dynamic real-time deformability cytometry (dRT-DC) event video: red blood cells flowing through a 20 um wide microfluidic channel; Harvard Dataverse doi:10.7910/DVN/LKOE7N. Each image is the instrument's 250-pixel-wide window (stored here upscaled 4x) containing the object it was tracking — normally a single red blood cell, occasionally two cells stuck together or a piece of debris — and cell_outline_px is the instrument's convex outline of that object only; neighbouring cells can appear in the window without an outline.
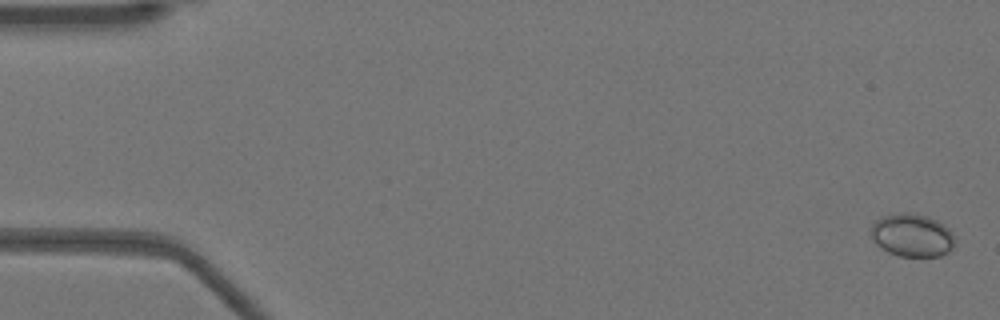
{"species": "Egyptian fruit bat (a non-hibernating species)", "species_latin": "Rousettus aegyptiacus", "temperature_condition": "warm", "stored_images_in_passage": 53, "camera_frame_rate_fps": 3000, "um_per_image_px": 0.085, "animal": {"sex": "female"}, "frame": {"image": 1, "passage_image": 2, "time_ms": 0.333, "image_size_px": [1000, 320], "cell_outline_px": [[956, 244], [948, 252], [940, 256], [900, 256], [888, 252], [876, 244], [872, 240], [872, 224], [876, 220], [884, 216], [900, 212], [912, 212], [928, 216], [936, 220], [948, 228], [952, 232], [956, 240]], "centroid_in_image_um": [77.55, 19.99], "position_along_channel_um": 7.4, "area_um2": 21.15}}
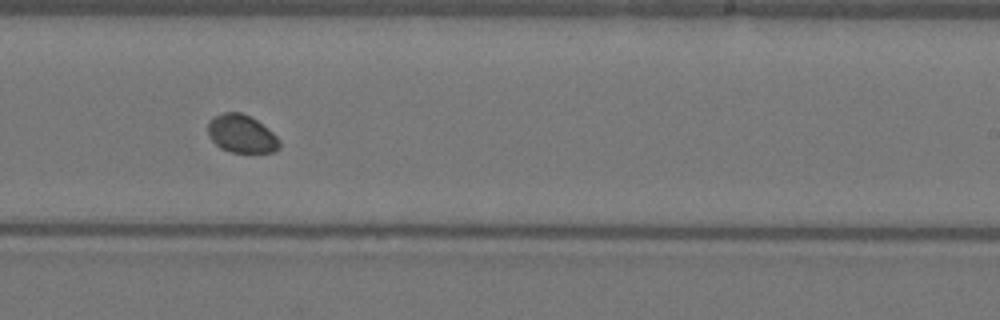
{"frame": {"image": 2, "passage_image": 33, "time_ms": 10.667, "image_size_px": [1000, 320], "cell_outline_px": [[280, 148], [276, 152], [232, 152], [220, 148], [208, 136], [208, 120], [212, 116], [224, 112], [240, 112], [256, 120], [268, 128], [280, 140]], "centroid_in_image_um": [20.52, 11.37], "position_along_channel_um": 268.5, "area_um2": 15.95}}
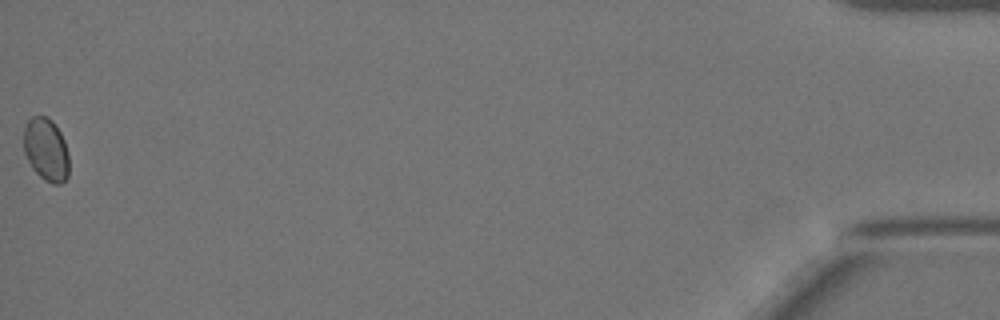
{"frame": {"image": 3, "passage_image": 53, "time_ms": 17.333, "image_size_px": [1000, 320], "cell_outline_px": [[68, 176], [60, 184], [52, 184], [44, 180], [32, 168], [24, 152], [24, 124], [32, 116], [48, 116], [52, 120], [60, 132], [64, 140], [68, 152]], "centroid_in_image_um": [3.91, 12.7], "position_along_channel_um": 431.3, "area_um2": 16.7}}